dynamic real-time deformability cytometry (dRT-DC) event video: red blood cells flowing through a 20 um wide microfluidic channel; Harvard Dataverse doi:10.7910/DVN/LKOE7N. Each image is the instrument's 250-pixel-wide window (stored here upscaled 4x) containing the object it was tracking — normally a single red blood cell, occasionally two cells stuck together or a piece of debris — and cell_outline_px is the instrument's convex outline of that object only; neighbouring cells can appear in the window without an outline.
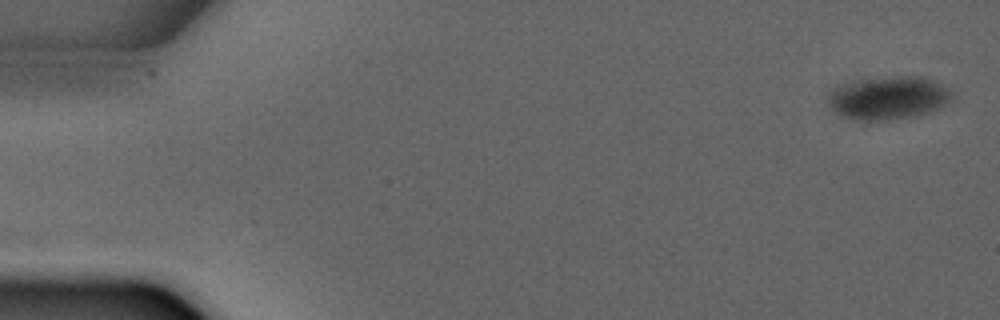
{"species": "common noctule bat (a hibernating species)", "species_latin": "Nyctalus noctula", "temperature_condition": "warm", "stored_images_in_passage": 6, "camera_frame_rate_fps": 3000, "um_per_image_px": 0.085, "animal": {"sex": "male", "forearm_length_mm": 52.5}, "frame": {"image": 1, "passage_image": 1, "time_ms": 0.0, "image_size_px": [1000, 320], "cell_outline_px": [[952, 100], [940, 108], [916, 116], [884, 120], [852, 120], [832, 112], [828, 104], [828, 92], [836, 84], [860, 80], [892, 76], [924, 76], [948, 88], [952, 92]], "centroid_in_image_um": [75.46, 8.32], "position_along_channel_um": 9.5, "area_um2": 31.62}}